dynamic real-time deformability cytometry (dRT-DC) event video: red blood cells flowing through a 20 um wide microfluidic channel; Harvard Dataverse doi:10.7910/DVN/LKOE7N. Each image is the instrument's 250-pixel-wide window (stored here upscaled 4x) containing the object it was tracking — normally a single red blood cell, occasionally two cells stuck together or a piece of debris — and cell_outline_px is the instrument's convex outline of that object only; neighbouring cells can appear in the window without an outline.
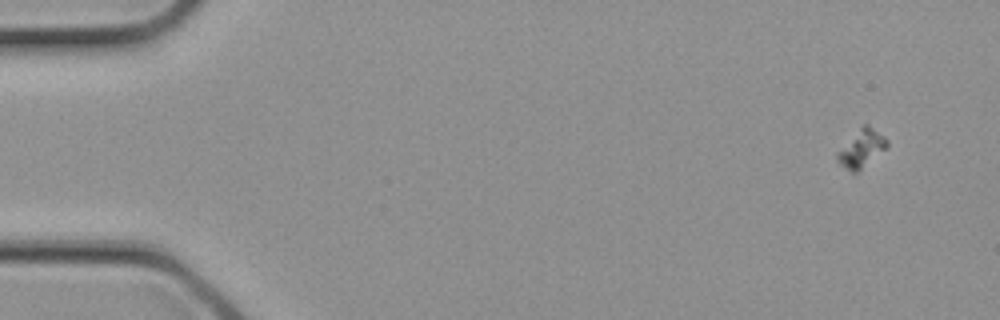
{"species": "common noctule bat (a hibernating species)", "species_latin": "Nyctalus noctula", "temperature_condition": "cold", "stored_images_in_passage": 3, "camera_frame_rate_fps": 3000, "um_per_image_px": 0.085, "animal": {"sex": "female", "body_mass_g": 21.9}, "frame": {"image": 1, "passage_image": 3, "time_ms": 0.667, "image_size_px": [1000, 320], "cell_outline_px": [[888, 144], [884, 148], [856, 172], [852, 172], [840, 164], [836, 160], [836, 152], [864, 124], [868, 124], [884, 136], [888, 140]], "centroid_in_image_um": [73.19, 12.6], "position_along_channel_um": 11.8, "area_um2": 10.29}}